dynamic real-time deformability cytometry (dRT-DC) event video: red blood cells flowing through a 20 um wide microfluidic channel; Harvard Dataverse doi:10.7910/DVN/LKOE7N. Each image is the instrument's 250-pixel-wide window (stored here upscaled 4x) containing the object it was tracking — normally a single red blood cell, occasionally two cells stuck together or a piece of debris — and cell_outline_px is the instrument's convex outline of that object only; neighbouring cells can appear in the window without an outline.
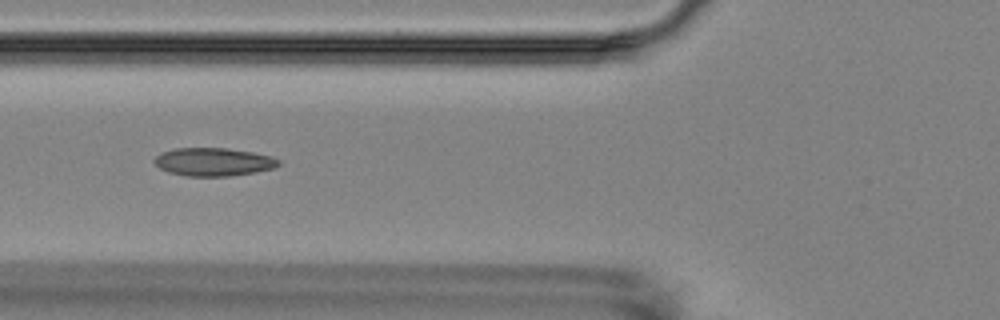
{"species": "Egyptian fruit bat (a non-hibernating species)", "species_latin": "Rousettus aegyptiacus", "temperature_condition": "room temperature", "stored_images_in_passage": 14, "camera_frame_rate_fps": 3000, "um_per_image_px": 0.085, "animal": {"sex": "female"}, "frame": {"image": 1, "passage_image": 4, "time_ms": 3.333, "image_size_px": [1000, 320], "cell_outline_px": [[280, 164], [276, 168], [256, 172], [232, 176], [188, 176], [168, 172], [160, 168], [152, 160], [160, 152], [176, 148], [228, 148], [252, 152], [272, 156], [280, 160]], "centroid_in_image_um": [18.17, 13.76], "position_along_channel_um": 107.6, "area_um2": 20.58}}
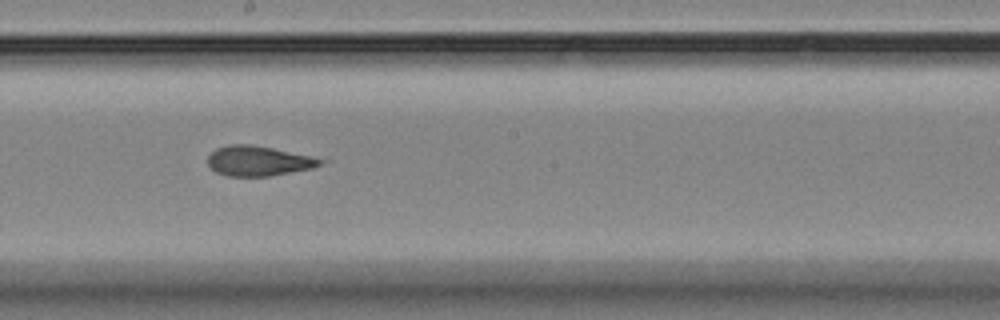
{"frame": {"image": 2, "passage_image": 7, "time_ms": 6.667, "image_size_px": [1000, 320], "cell_outline_px": [[332, 160], [312, 168], [292, 172], [268, 176], [228, 176], [216, 172], [208, 164], [208, 156], [216, 148], [228, 144], [248, 144], [272, 148]], "centroid_in_image_um": [22.02, 13.67], "position_along_channel_um": 226.2, "area_um2": 19.77}}
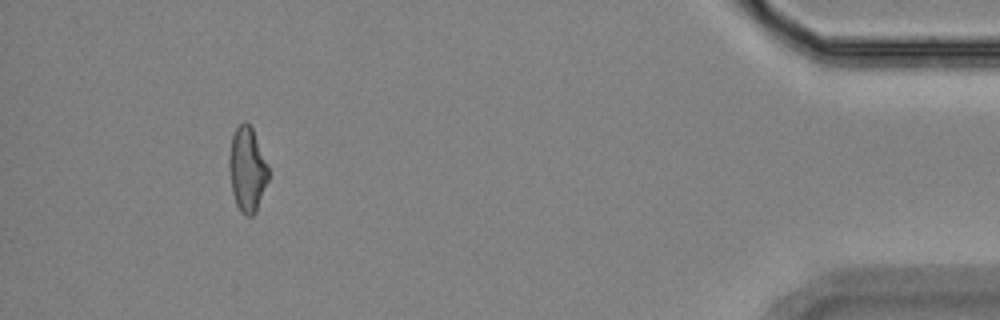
{"frame": {"image": 3, "passage_image": 13, "time_ms": 13.667, "image_size_px": [1000, 320], "cell_outline_px": [[268, 180], [256, 212], [252, 216], [244, 216], [240, 212], [236, 204], [232, 188], [228, 168], [228, 160], [232, 136], [236, 128], [244, 120], [248, 120], [252, 128], [268, 168]], "centroid_in_image_um": [20.99, 14.41], "position_along_channel_um": 414.2, "area_um2": 19.25}, "authors_computed_cell_mechanics": {"area_um2": 20.0855, "velocity_mm_per_s": 3.5395, "shape_relaxation_time_tau1_ms": 6.1707, "shape_relaxation_time_tau2_ms": null, "deformation_change_tau1": 0.1118, "deformation_change_tau2": null}}